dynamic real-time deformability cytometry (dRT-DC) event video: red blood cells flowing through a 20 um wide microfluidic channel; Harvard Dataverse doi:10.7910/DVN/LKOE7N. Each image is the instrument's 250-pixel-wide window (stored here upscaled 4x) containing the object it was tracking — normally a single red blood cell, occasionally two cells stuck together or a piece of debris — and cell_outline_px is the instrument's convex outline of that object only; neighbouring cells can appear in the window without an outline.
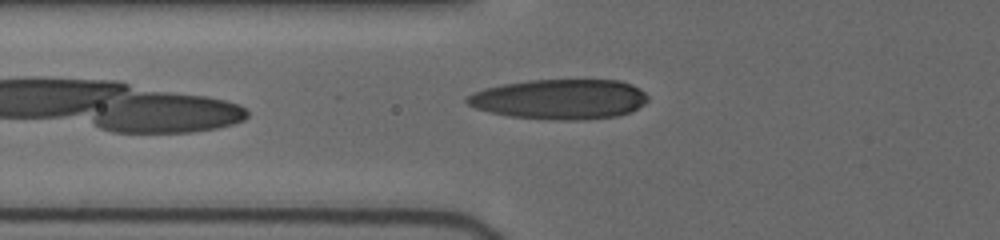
{"species": "human", "species_latin": "Homo sapiens", "temperature_condition": "cold", "stored_images_in_passage": 3, "camera_frame_rate_fps": 3000, "um_per_image_px": 0.085, "donor": {"sex": "female"}, "frame": {"image": 1, "passage_image": 3, "time_ms": 1.0, "image_size_px": [1000, 240], "cell_outline_px": [[648, 100], [644, 104], [628, 112], [616, 116], [584, 120], [552, 120], [508, 116], [476, 108], [468, 104], [464, 100], [472, 92], [484, 88], [504, 84], [528, 80], [620, 80], [632, 84], [640, 88], [648, 96]], "centroid_in_image_um": [47.58, 8.43], "position_along_channel_um": 78.2, "area_um2": 42.25}}